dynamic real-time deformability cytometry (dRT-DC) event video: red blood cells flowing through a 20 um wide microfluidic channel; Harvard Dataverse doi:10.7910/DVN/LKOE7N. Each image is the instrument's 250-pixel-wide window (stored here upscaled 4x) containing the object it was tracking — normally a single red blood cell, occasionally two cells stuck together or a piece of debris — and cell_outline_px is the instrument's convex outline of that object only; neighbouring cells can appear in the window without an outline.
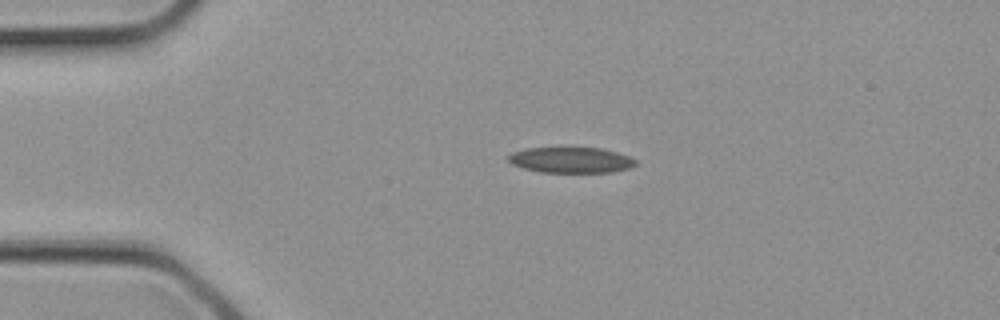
{"species": "common noctule bat (a hibernating species)", "species_latin": "Nyctalus noctula", "temperature_condition": "cold", "stored_images_in_passage": 2, "camera_frame_rate_fps": 3000, "um_per_image_px": 0.085, "animal": {"sex": "female", "body_mass_g": 21.9}, "frame": {"image": 1, "passage_image": 2, "time_ms": 0.333, "image_size_px": [1000, 320], "cell_outline_px": [[636, 164], [632, 168], [612, 172], [540, 172], [524, 168], [512, 164], [508, 160], [508, 156], [512, 152], [528, 148], [600, 148], [616, 152], [628, 156], [636, 160]], "centroid_in_image_um": [48.55, 13.61], "position_along_channel_um": 36.5, "area_um2": 18.96}}